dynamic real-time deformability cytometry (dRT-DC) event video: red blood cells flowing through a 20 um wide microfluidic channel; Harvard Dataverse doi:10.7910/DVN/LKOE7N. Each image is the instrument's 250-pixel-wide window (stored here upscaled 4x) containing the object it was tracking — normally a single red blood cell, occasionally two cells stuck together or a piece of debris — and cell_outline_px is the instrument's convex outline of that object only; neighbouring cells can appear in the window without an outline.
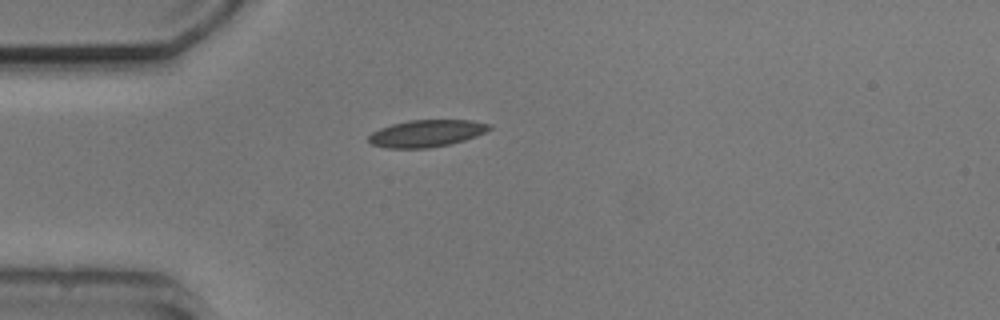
{"species": "common noctule bat (a hibernating species)", "species_latin": "Nyctalus noctula", "temperature_condition": "cold", "stored_images_in_passage": 2, "camera_frame_rate_fps": 3000, "um_per_image_px": 0.085, "animal": {"sex": "male", "body_mass_g": 20.5, "forearm_length_mm": 52.5}, "frame": {"image": 1, "passage_image": 1, "time_ms": 0.0, "image_size_px": [1000, 320], "cell_outline_px": [[492, 128], [476, 136], [464, 140], [448, 144], [428, 148], [388, 148], [372, 144], [368, 140], [368, 136], [372, 132], [380, 128], [392, 124], [408, 120], [472, 120], [492, 124]], "centroid_in_image_um": [36.26, 11.33], "position_along_channel_um": 48.7, "area_um2": 18.96}}